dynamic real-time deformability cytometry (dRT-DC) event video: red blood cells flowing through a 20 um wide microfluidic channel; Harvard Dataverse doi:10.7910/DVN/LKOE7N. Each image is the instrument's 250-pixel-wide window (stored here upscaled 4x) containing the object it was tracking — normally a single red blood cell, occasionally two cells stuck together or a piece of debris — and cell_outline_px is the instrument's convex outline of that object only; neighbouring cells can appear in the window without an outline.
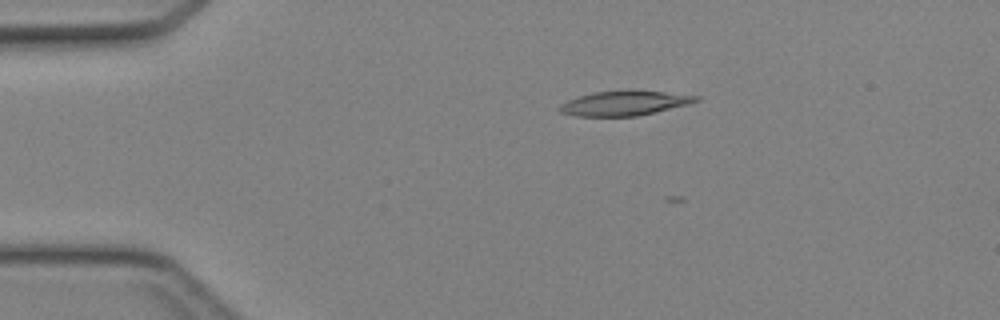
{"species": "Egyptian fruit bat (a non-hibernating species)", "species_latin": "Rousettus aegyptiacus", "temperature_condition": "cold", "stored_images_in_passage": 13, "camera_frame_rate_fps": 3000, "um_per_image_px": 0.085, "animal": {"sex": "female"}, "frame": {"image": 1, "passage_image": 9, "time_ms": 2.667, "image_size_px": [1000, 320], "cell_outline_px": [[700, 100], [688, 104], [636, 116], [576, 116], [560, 112], [556, 108], [560, 104], [568, 100], [580, 96], [596, 92], [628, 88], [632, 88], [700, 96]], "centroid_in_image_um": [53.07, 8.74], "position_along_channel_um": 31.9, "area_um2": 19.94}}